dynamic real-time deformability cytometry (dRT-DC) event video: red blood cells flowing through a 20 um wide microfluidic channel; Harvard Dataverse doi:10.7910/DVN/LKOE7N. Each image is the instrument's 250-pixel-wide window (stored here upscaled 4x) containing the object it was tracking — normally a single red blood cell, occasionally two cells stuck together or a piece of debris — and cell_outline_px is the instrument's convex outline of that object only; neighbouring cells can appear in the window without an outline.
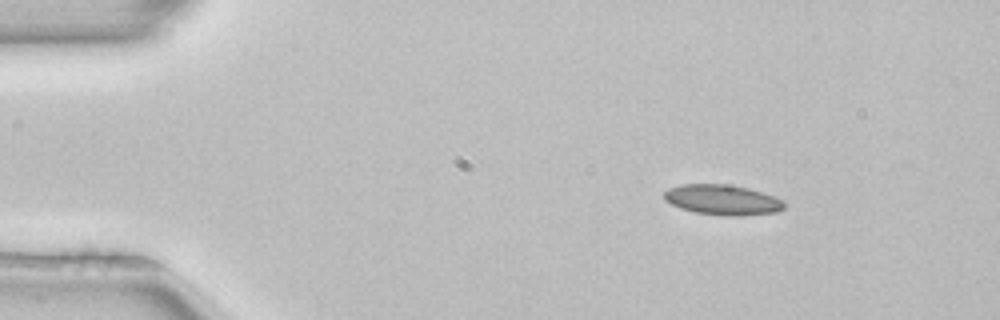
{"species": "common noctule bat (a hibernating species)", "species_latin": "Nyctalus noctula", "temperature_condition": "room temperature", "stored_images_in_passage": 3, "camera_frame_rate_fps": 3000, "um_per_image_px": 0.085, "animal": {"sex": "female", "body_mass_g": 22.7, "forearm_length_mm": 54.2}, "frame": {"image": 1, "passage_image": 1, "time_ms": 0.0, "image_size_px": [1000, 320], "cell_outline_px": [[784, 208], [776, 212], [740, 216], [724, 216], [696, 212], [680, 208], [664, 200], [664, 192], [668, 188], [680, 184], [728, 184], [748, 188], [784, 200]], "centroid_in_image_um": [61.39, 16.98], "position_along_channel_um": 23.6, "area_um2": 21.15}}
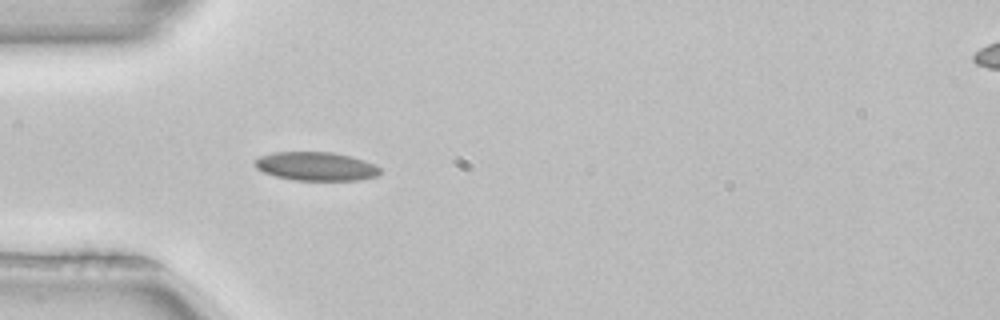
{"frame": {"image": 2, "passage_image": 3, "time_ms": 0.667, "image_size_px": [1000, 320], "cell_outline_px": [[380, 172], [376, 176], [360, 180], [296, 180], [276, 176], [264, 172], [256, 168], [252, 164], [252, 160], [260, 156], [272, 152], [336, 152], [352, 156], [376, 164], [380, 168]], "centroid_in_image_um": [26.85, 14.12], "position_along_channel_um": 58.2, "area_um2": 21.15}}